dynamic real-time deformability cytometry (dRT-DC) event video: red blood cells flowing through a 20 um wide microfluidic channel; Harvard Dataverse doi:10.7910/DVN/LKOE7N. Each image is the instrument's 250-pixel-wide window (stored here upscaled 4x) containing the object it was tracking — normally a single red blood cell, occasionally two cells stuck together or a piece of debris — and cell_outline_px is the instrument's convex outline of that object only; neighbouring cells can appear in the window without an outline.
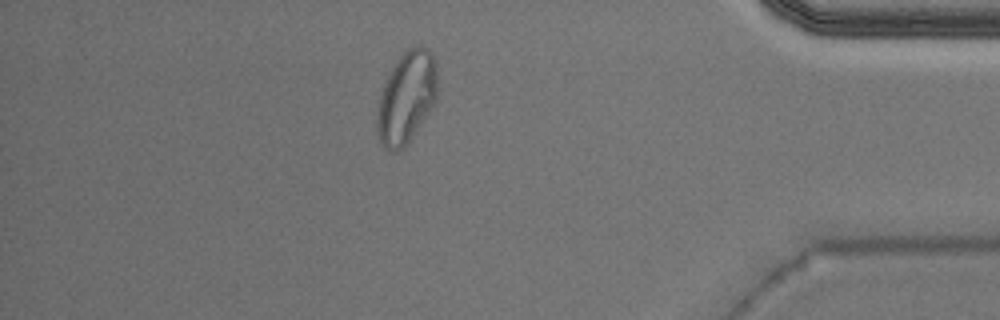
{"species": "Egyptian fruit bat (a non-hibernating species)", "species_latin": "Rousettus aegyptiacus", "temperature_condition": "warm", "stored_images_in_passage": 41, "camera_frame_rate_fps": 3000, "um_per_image_px": 0.085, "animal": {"sex": "male"}, "frame": {"image": 1, "passage_image": 35, "time_ms": 11.333, "image_size_px": [1000, 320], "cell_outline_px": [[440, 88], [436, 100], [432, 108], [404, 148], [396, 152], [388, 152], [384, 148], [376, 132], [376, 112], [380, 96], [384, 84], [396, 60], [412, 44], [420, 44], [428, 48], [432, 52], [436, 60]], "centroid_in_image_um": [34.59, 8.26], "position_along_channel_um": 400.6, "area_um2": 33.23}, "authors_computed_cell_mechanics": {"area_um2": 20.808, "velocity_mm_per_s": 3.9331, "shape_relaxation_time_tau1_ms": 8.1488, "shape_relaxation_time_tau2_ms": 1.7974, "deformation_change_tau1": 0.2395, "deformation_change_tau2": 0.048}}